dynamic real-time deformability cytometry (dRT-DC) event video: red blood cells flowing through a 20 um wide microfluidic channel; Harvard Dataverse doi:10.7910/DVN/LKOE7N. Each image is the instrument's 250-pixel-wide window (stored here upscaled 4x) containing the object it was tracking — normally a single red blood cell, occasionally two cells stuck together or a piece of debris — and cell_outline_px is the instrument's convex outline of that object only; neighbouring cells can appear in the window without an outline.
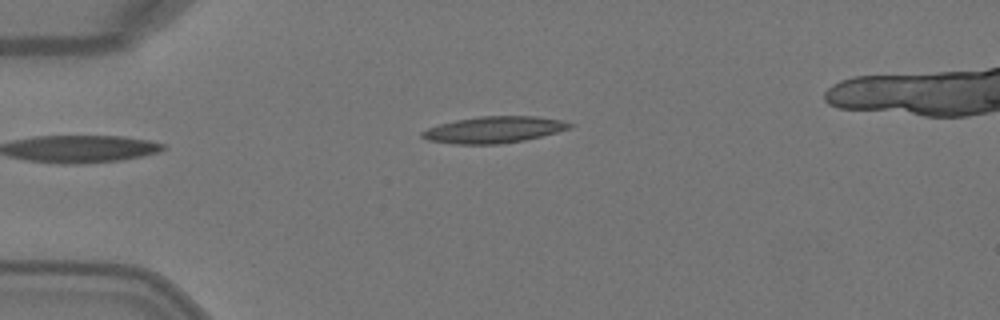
{"species": "Egyptian fruit bat (a non-hibernating species)", "species_latin": "Rousettus aegyptiacus", "temperature_condition": "warm", "stored_images_in_passage": 2, "camera_frame_rate_fps": 3000, "um_per_image_px": 0.085, "animal": {"sex": "female"}, "frame": {"image": 1, "passage_image": 1, "time_ms": 0.0, "image_size_px": [1000, 320], "cell_outline_px": [[572, 128], [524, 140], [500, 144], [456, 144], [428, 140], [420, 136], [420, 132], [428, 128], [440, 124], [456, 120], [480, 116], [536, 116], [560, 120], [572, 124]], "centroid_in_image_um": [41.96, 11.02], "position_along_channel_um": 43.0, "area_um2": 22.6}}